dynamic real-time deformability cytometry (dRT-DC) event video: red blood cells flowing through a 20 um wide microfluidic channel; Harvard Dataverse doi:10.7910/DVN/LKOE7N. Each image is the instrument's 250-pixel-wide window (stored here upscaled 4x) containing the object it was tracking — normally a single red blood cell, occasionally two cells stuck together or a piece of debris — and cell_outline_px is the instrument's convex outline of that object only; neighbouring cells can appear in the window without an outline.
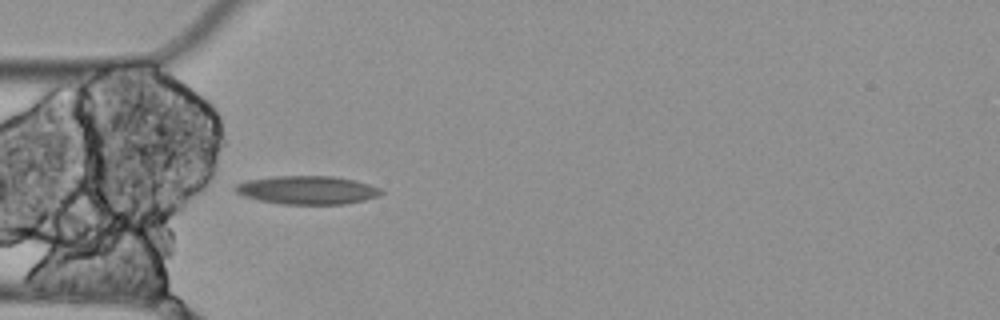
{"species": "Egyptian fruit bat (a non-hibernating species)", "species_latin": "Rousettus aegyptiacus", "temperature_condition": "cold", "stored_images_in_passage": 1, "camera_frame_rate_fps": 3000, "um_per_image_px": 0.085, "animal": {"sex": "female"}, "frame": {"image": 1, "passage_image": 1, "time_ms": 0.0, "image_size_px": [1000, 320], "cell_outline_px": [[384, 192], [380, 196], [364, 200], [344, 204], [284, 204], [260, 200], [244, 196], [236, 192], [232, 188], [236, 184], [244, 180], [276, 176], [332, 176], [356, 180], [380, 188]], "centroid_in_image_um": [26.12, 16.15], "position_along_channel_um": 58.9, "area_um2": 24.22}}